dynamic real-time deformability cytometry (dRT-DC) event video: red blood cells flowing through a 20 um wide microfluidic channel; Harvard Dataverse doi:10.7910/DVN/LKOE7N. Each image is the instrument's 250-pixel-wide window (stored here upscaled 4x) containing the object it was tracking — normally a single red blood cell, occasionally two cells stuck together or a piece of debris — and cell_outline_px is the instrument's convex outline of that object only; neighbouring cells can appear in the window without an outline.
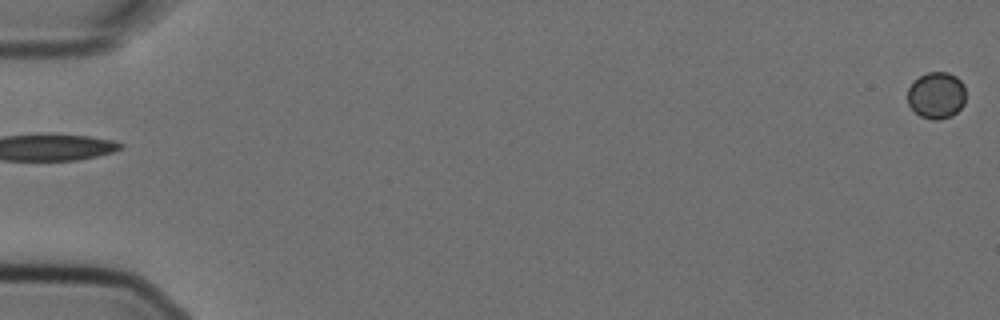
{"species": "Egyptian fruit bat (a non-hibernating species)", "species_latin": "Rousettus aegyptiacus", "temperature_condition": "cold", "stored_images_in_passage": 6, "segment_of_instrument_passage": [2, 2], "camera_frame_rate_fps": 3000, "um_per_image_px": 0.085, "animal": {"sex": "female"}, "frame": {"image": 1, "passage_image": 6, "time_ms": 1.667, "image_size_px": [1000, 320], "cell_outline_px": [[964, 104], [952, 116], [936, 120], [932, 120], [920, 116], [908, 104], [908, 88], [920, 76], [928, 72], [948, 72], [956, 76], [964, 84]], "centroid_in_image_um": [79.6, 8.1], "position_along_channel_um": 5.4, "area_um2": 15.72}}